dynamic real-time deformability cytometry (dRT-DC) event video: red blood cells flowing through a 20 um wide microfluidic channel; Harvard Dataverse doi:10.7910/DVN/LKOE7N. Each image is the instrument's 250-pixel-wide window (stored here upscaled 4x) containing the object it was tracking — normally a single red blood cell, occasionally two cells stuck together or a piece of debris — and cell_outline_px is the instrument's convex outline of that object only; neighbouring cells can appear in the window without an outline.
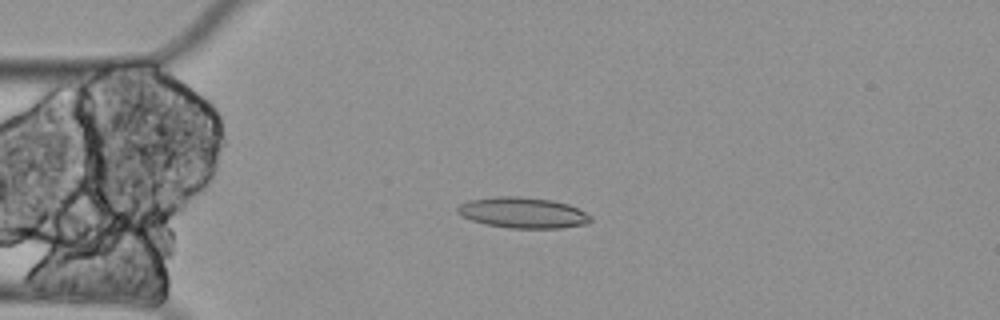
{"species": "Egyptian fruit bat (a non-hibernating species)", "species_latin": "Rousettus aegyptiacus", "temperature_condition": "cold", "stored_images_in_passage": 7, "camera_frame_rate_fps": 3000, "um_per_image_px": 0.085, "animal": {"sex": "female"}, "frame": {"image": 1, "passage_image": 4, "time_ms": 1.0, "image_size_px": [1000, 320], "cell_outline_px": [[592, 220], [588, 224], [560, 228], [508, 228], [484, 224], [460, 216], [456, 212], [456, 208], [460, 204], [468, 200], [496, 196], [520, 196], [552, 200], [568, 204], [592, 216]], "centroid_in_image_um": [44.41, 18.08], "position_along_channel_um": 40.6, "area_um2": 24.1}}
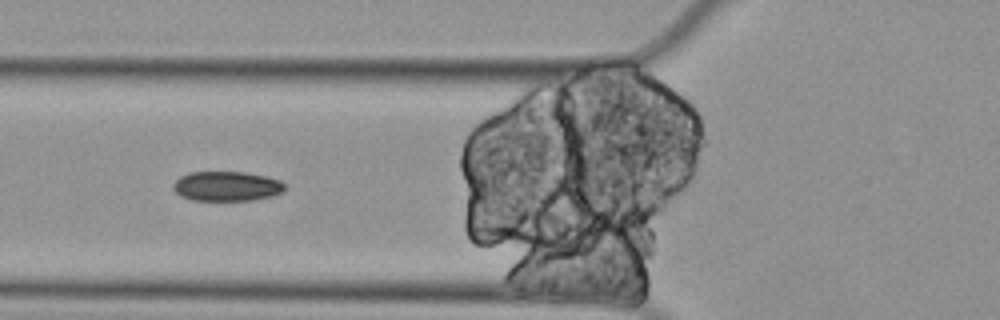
{"frame": {"image": 2, "passage_image": 6, "time_ms": 1.667, "image_size_px": [1000, 320], "cell_outline_px": [[288, 188], [284, 192], [272, 196], [252, 200], [192, 200], [180, 196], [172, 188], [172, 184], [180, 176], [188, 172], [244, 172], [268, 176], [280, 180]], "centroid_in_image_um": [19.29, 15.82], "position_along_channel_um": 106.5, "area_um2": 19.59}}
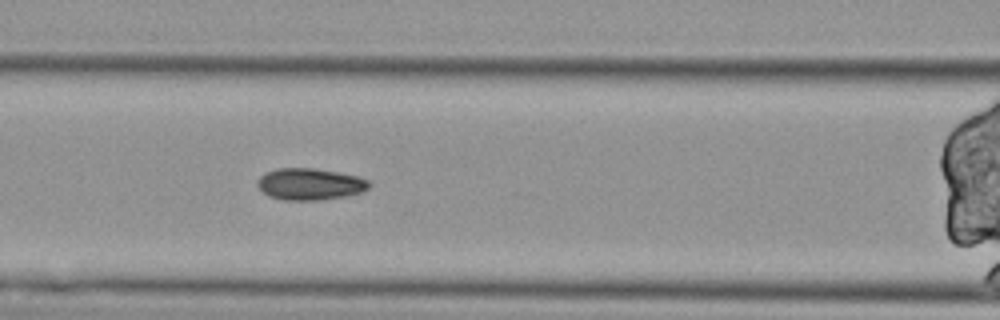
{"frame": {"image": 3, "passage_image": 7, "time_ms": 2.0, "image_size_px": [1000, 320], "cell_outline_px": [[372, 184], [368, 188], [360, 192], [344, 196], [320, 200], [280, 200], [268, 196], [256, 184], [256, 180], [264, 172], [276, 168], [316, 168], [340, 172], [356, 176], [368, 180]], "centroid_in_image_um": [26.3, 15.64], "position_along_channel_um": 140.3, "area_um2": 20.81}}